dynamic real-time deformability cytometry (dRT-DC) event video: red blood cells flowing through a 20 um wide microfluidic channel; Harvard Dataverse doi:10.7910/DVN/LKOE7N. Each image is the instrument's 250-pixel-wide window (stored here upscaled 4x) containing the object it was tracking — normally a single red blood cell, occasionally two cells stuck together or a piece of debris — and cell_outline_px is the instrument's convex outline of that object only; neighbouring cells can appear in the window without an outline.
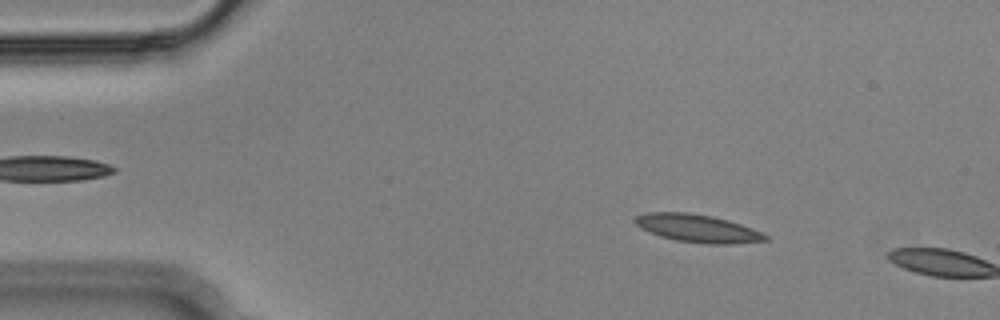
{"species": "Egyptian fruit bat (a non-hibernating species)", "species_latin": "Rousettus aegyptiacus", "temperature_condition": "cold", "stored_images_in_passage": 9, "camera_frame_rate_fps": 3000, "um_per_image_px": 0.085, "animal": {"sex": "male"}, "frame": {"image": 1, "passage_image": 7, "time_ms": 2.0, "image_size_px": [1000, 320], "cell_outline_px": [[768, 240], [732, 244], [708, 244], [676, 240], [660, 236], [640, 228], [632, 220], [636, 216], [648, 212], [688, 212], [712, 216], [728, 220], [752, 228], [768, 236]], "centroid_in_image_um": [59.27, 19.4], "position_along_channel_um": 25.7, "area_um2": 21.1}}